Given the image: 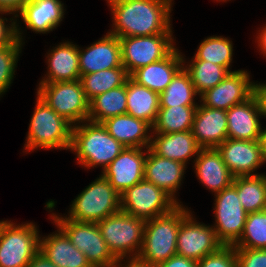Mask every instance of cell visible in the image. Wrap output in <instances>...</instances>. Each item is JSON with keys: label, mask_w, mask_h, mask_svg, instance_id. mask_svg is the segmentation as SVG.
Returning a JSON list of instances; mask_svg holds the SVG:
<instances>
[{"label": "cell", "mask_w": 266, "mask_h": 267, "mask_svg": "<svg viewBox=\"0 0 266 267\" xmlns=\"http://www.w3.org/2000/svg\"><path fill=\"white\" fill-rule=\"evenodd\" d=\"M38 86L37 96L73 126L88 119L89 100L80 79Z\"/></svg>", "instance_id": "ba28073f"}, {"label": "cell", "mask_w": 266, "mask_h": 267, "mask_svg": "<svg viewBox=\"0 0 266 267\" xmlns=\"http://www.w3.org/2000/svg\"><path fill=\"white\" fill-rule=\"evenodd\" d=\"M101 123L109 134L125 147H150L152 127L143 120L126 113L107 118Z\"/></svg>", "instance_id": "484cf974"}, {"label": "cell", "mask_w": 266, "mask_h": 267, "mask_svg": "<svg viewBox=\"0 0 266 267\" xmlns=\"http://www.w3.org/2000/svg\"><path fill=\"white\" fill-rule=\"evenodd\" d=\"M12 14L7 11H1L0 14ZM13 20V21H12ZM9 21L7 18H2L0 16V48L6 45L11 44L17 37H16V17L10 18L11 24H7L6 22Z\"/></svg>", "instance_id": "ab89813d"}, {"label": "cell", "mask_w": 266, "mask_h": 267, "mask_svg": "<svg viewBox=\"0 0 266 267\" xmlns=\"http://www.w3.org/2000/svg\"><path fill=\"white\" fill-rule=\"evenodd\" d=\"M27 267H57L48 260L40 251L32 258Z\"/></svg>", "instance_id": "ee69618b"}, {"label": "cell", "mask_w": 266, "mask_h": 267, "mask_svg": "<svg viewBox=\"0 0 266 267\" xmlns=\"http://www.w3.org/2000/svg\"><path fill=\"white\" fill-rule=\"evenodd\" d=\"M126 94V113L153 127L160 108L159 93L137 84L129 77L126 80Z\"/></svg>", "instance_id": "83f0119b"}, {"label": "cell", "mask_w": 266, "mask_h": 267, "mask_svg": "<svg viewBox=\"0 0 266 267\" xmlns=\"http://www.w3.org/2000/svg\"><path fill=\"white\" fill-rule=\"evenodd\" d=\"M30 0H0V10L12 13L15 16Z\"/></svg>", "instance_id": "7bdbcfd3"}, {"label": "cell", "mask_w": 266, "mask_h": 267, "mask_svg": "<svg viewBox=\"0 0 266 267\" xmlns=\"http://www.w3.org/2000/svg\"><path fill=\"white\" fill-rule=\"evenodd\" d=\"M217 1H219V3H220V2H227V1H230V0H217Z\"/></svg>", "instance_id": "681fc988"}, {"label": "cell", "mask_w": 266, "mask_h": 267, "mask_svg": "<svg viewBox=\"0 0 266 267\" xmlns=\"http://www.w3.org/2000/svg\"><path fill=\"white\" fill-rule=\"evenodd\" d=\"M183 65V55L176 47L165 58L137 69L129 77L137 84L160 94Z\"/></svg>", "instance_id": "7402d4cb"}, {"label": "cell", "mask_w": 266, "mask_h": 267, "mask_svg": "<svg viewBox=\"0 0 266 267\" xmlns=\"http://www.w3.org/2000/svg\"><path fill=\"white\" fill-rule=\"evenodd\" d=\"M64 8V3L61 0H30L15 15L17 39L24 43L22 29L17 23L19 16L23 19L26 28L37 34H46L59 26L64 18Z\"/></svg>", "instance_id": "2e32d148"}, {"label": "cell", "mask_w": 266, "mask_h": 267, "mask_svg": "<svg viewBox=\"0 0 266 267\" xmlns=\"http://www.w3.org/2000/svg\"><path fill=\"white\" fill-rule=\"evenodd\" d=\"M116 265L118 267H155L154 265H150V264H146L144 262H141L137 258H130V259H126V260L125 259H119L118 262L116 263Z\"/></svg>", "instance_id": "f6af8a7d"}, {"label": "cell", "mask_w": 266, "mask_h": 267, "mask_svg": "<svg viewBox=\"0 0 266 267\" xmlns=\"http://www.w3.org/2000/svg\"><path fill=\"white\" fill-rule=\"evenodd\" d=\"M227 136L235 140H260L262 133L261 116L258 102L252 95L245 102L226 110Z\"/></svg>", "instance_id": "ffe728a7"}, {"label": "cell", "mask_w": 266, "mask_h": 267, "mask_svg": "<svg viewBox=\"0 0 266 267\" xmlns=\"http://www.w3.org/2000/svg\"><path fill=\"white\" fill-rule=\"evenodd\" d=\"M190 212L179 204L171 212L145 221L143 244L137 259L154 265L177 254V234L182 219Z\"/></svg>", "instance_id": "3957f363"}, {"label": "cell", "mask_w": 266, "mask_h": 267, "mask_svg": "<svg viewBox=\"0 0 266 267\" xmlns=\"http://www.w3.org/2000/svg\"><path fill=\"white\" fill-rule=\"evenodd\" d=\"M40 234L33 222L8 221L0 236V267H27L39 252Z\"/></svg>", "instance_id": "9c48e42d"}, {"label": "cell", "mask_w": 266, "mask_h": 267, "mask_svg": "<svg viewBox=\"0 0 266 267\" xmlns=\"http://www.w3.org/2000/svg\"><path fill=\"white\" fill-rule=\"evenodd\" d=\"M261 30H258L259 33L257 38V46L259 47L261 54L263 53V56L266 57V25L264 27H261Z\"/></svg>", "instance_id": "bcb514c9"}, {"label": "cell", "mask_w": 266, "mask_h": 267, "mask_svg": "<svg viewBox=\"0 0 266 267\" xmlns=\"http://www.w3.org/2000/svg\"><path fill=\"white\" fill-rule=\"evenodd\" d=\"M145 149L125 147L102 172V175L120 195L144 180Z\"/></svg>", "instance_id": "9a60e30c"}, {"label": "cell", "mask_w": 266, "mask_h": 267, "mask_svg": "<svg viewBox=\"0 0 266 267\" xmlns=\"http://www.w3.org/2000/svg\"><path fill=\"white\" fill-rule=\"evenodd\" d=\"M198 96L189 73L184 67L174 76L166 89L159 94L160 107L198 106L195 97Z\"/></svg>", "instance_id": "1f68e13d"}, {"label": "cell", "mask_w": 266, "mask_h": 267, "mask_svg": "<svg viewBox=\"0 0 266 267\" xmlns=\"http://www.w3.org/2000/svg\"><path fill=\"white\" fill-rule=\"evenodd\" d=\"M25 142V152L35 149L70 150L73 125L36 97Z\"/></svg>", "instance_id": "277c9868"}, {"label": "cell", "mask_w": 266, "mask_h": 267, "mask_svg": "<svg viewBox=\"0 0 266 267\" xmlns=\"http://www.w3.org/2000/svg\"><path fill=\"white\" fill-rule=\"evenodd\" d=\"M197 267H237L234 246H223L217 252L197 261Z\"/></svg>", "instance_id": "74e56055"}, {"label": "cell", "mask_w": 266, "mask_h": 267, "mask_svg": "<svg viewBox=\"0 0 266 267\" xmlns=\"http://www.w3.org/2000/svg\"><path fill=\"white\" fill-rule=\"evenodd\" d=\"M155 136V137H154ZM155 154L187 165L190 158L197 157L202 149L192 131L151 134L149 147Z\"/></svg>", "instance_id": "d4e9b609"}, {"label": "cell", "mask_w": 266, "mask_h": 267, "mask_svg": "<svg viewBox=\"0 0 266 267\" xmlns=\"http://www.w3.org/2000/svg\"><path fill=\"white\" fill-rule=\"evenodd\" d=\"M215 224L212 226L224 246H233L241 237L247 212L238 198L237 188L232 184L215 194Z\"/></svg>", "instance_id": "7c38bea8"}, {"label": "cell", "mask_w": 266, "mask_h": 267, "mask_svg": "<svg viewBox=\"0 0 266 267\" xmlns=\"http://www.w3.org/2000/svg\"><path fill=\"white\" fill-rule=\"evenodd\" d=\"M183 56V67L189 73L194 88L199 96L218 85L230 72L223 66L202 60L186 62ZM185 62L187 65H185Z\"/></svg>", "instance_id": "836d02e7"}, {"label": "cell", "mask_w": 266, "mask_h": 267, "mask_svg": "<svg viewBox=\"0 0 266 267\" xmlns=\"http://www.w3.org/2000/svg\"><path fill=\"white\" fill-rule=\"evenodd\" d=\"M64 216L77 222L97 223L120 211V194L101 174L70 205Z\"/></svg>", "instance_id": "5b68a950"}, {"label": "cell", "mask_w": 266, "mask_h": 267, "mask_svg": "<svg viewBox=\"0 0 266 267\" xmlns=\"http://www.w3.org/2000/svg\"><path fill=\"white\" fill-rule=\"evenodd\" d=\"M193 163L197 179L214 195L233 184L234 176L217 148L201 149Z\"/></svg>", "instance_id": "cb8c5ba5"}, {"label": "cell", "mask_w": 266, "mask_h": 267, "mask_svg": "<svg viewBox=\"0 0 266 267\" xmlns=\"http://www.w3.org/2000/svg\"><path fill=\"white\" fill-rule=\"evenodd\" d=\"M198 106L160 107L151 133L191 131Z\"/></svg>", "instance_id": "4dcf8cb0"}, {"label": "cell", "mask_w": 266, "mask_h": 267, "mask_svg": "<svg viewBox=\"0 0 266 267\" xmlns=\"http://www.w3.org/2000/svg\"><path fill=\"white\" fill-rule=\"evenodd\" d=\"M155 267H197V261L176 254Z\"/></svg>", "instance_id": "60d3db41"}, {"label": "cell", "mask_w": 266, "mask_h": 267, "mask_svg": "<svg viewBox=\"0 0 266 267\" xmlns=\"http://www.w3.org/2000/svg\"><path fill=\"white\" fill-rule=\"evenodd\" d=\"M128 78L126 69L118 67L82 75L80 81L86 98L90 101L99 94L124 85Z\"/></svg>", "instance_id": "d6a6232c"}, {"label": "cell", "mask_w": 266, "mask_h": 267, "mask_svg": "<svg viewBox=\"0 0 266 267\" xmlns=\"http://www.w3.org/2000/svg\"><path fill=\"white\" fill-rule=\"evenodd\" d=\"M56 233L39 240V251L57 267H92L86 255L78 250L57 227Z\"/></svg>", "instance_id": "4316f807"}, {"label": "cell", "mask_w": 266, "mask_h": 267, "mask_svg": "<svg viewBox=\"0 0 266 267\" xmlns=\"http://www.w3.org/2000/svg\"><path fill=\"white\" fill-rule=\"evenodd\" d=\"M23 44L16 38L11 44L0 48V97L12 84Z\"/></svg>", "instance_id": "8d00e7d4"}, {"label": "cell", "mask_w": 266, "mask_h": 267, "mask_svg": "<svg viewBox=\"0 0 266 267\" xmlns=\"http://www.w3.org/2000/svg\"><path fill=\"white\" fill-rule=\"evenodd\" d=\"M223 162L234 177L259 175L254 173L262 166L260 140H235L227 138L217 147Z\"/></svg>", "instance_id": "e0dca14e"}, {"label": "cell", "mask_w": 266, "mask_h": 267, "mask_svg": "<svg viewBox=\"0 0 266 267\" xmlns=\"http://www.w3.org/2000/svg\"><path fill=\"white\" fill-rule=\"evenodd\" d=\"M113 15L112 30L118 38L173 34V0H106Z\"/></svg>", "instance_id": "6da1fadb"}, {"label": "cell", "mask_w": 266, "mask_h": 267, "mask_svg": "<svg viewBox=\"0 0 266 267\" xmlns=\"http://www.w3.org/2000/svg\"><path fill=\"white\" fill-rule=\"evenodd\" d=\"M191 211L182 219L177 234V255L196 261L220 250L224 245L210 225L199 223Z\"/></svg>", "instance_id": "4fadbf2b"}, {"label": "cell", "mask_w": 266, "mask_h": 267, "mask_svg": "<svg viewBox=\"0 0 266 267\" xmlns=\"http://www.w3.org/2000/svg\"><path fill=\"white\" fill-rule=\"evenodd\" d=\"M97 225L109 250L118 260L137 258L143 244L145 220L120 210Z\"/></svg>", "instance_id": "8992f818"}, {"label": "cell", "mask_w": 266, "mask_h": 267, "mask_svg": "<svg viewBox=\"0 0 266 267\" xmlns=\"http://www.w3.org/2000/svg\"><path fill=\"white\" fill-rule=\"evenodd\" d=\"M7 222H8L7 220L0 221V236H1L2 230L5 227Z\"/></svg>", "instance_id": "c3c4849f"}, {"label": "cell", "mask_w": 266, "mask_h": 267, "mask_svg": "<svg viewBox=\"0 0 266 267\" xmlns=\"http://www.w3.org/2000/svg\"><path fill=\"white\" fill-rule=\"evenodd\" d=\"M70 242L86 255L92 267H111L118 259L109 250L97 223L77 222L52 213L50 216Z\"/></svg>", "instance_id": "52a82bcc"}, {"label": "cell", "mask_w": 266, "mask_h": 267, "mask_svg": "<svg viewBox=\"0 0 266 267\" xmlns=\"http://www.w3.org/2000/svg\"><path fill=\"white\" fill-rule=\"evenodd\" d=\"M123 67L121 62V45L119 38L107 32L86 49L79 47L80 76Z\"/></svg>", "instance_id": "ac0fdd59"}, {"label": "cell", "mask_w": 266, "mask_h": 267, "mask_svg": "<svg viewBox=\"0 0 266 267\" xmlns=\"http://www.w3.org/2000/svg\"><path fill=\"white\" fill-rule=\"evenodd\" d=\"M127 94L124 85L97 95L89 101V121L101 123L107 118L126 114Z\"/></svg>", "instance_id": "f1b7e54d"}, {"label": "cell", "mask_w": 266, "mask_h": 267, "mask_svg": "<svg viewBox=\"0 0 266 267\" xmlns=\"http://www.w3.org/2000/svg\"><path fill=\"white\" fill-rule=\"evenodd\" d=\"M192 133L202 149L217 148L227 138L226 110L198 105Z\"/></svg>", "instance_id": "44dd1931"}, {"label": "cell", "mask_w": 266, "mask_h": 267, "mask_svg": "<svg viewBox=\"0 0 266 267\" xmlns=\"http://www.w3.org/2000/svg\"><path fill=\"white\" fill-rule=\"evenodd\" d=\"M254 82L245 70L230 72L218 85L204 92L199 98L204 106L229 110L253 95Z\"/></svg>", "instance_id": "5bb4252c"}, {"label": "cell", "mask_w": 266, "mask_h": 267, "mask_svg": "<svg viewBox=\"0 0 266 267\" xmlns=\"http://www.w3.org/2000/svg\"><path fill=\"white\" fill-rule=\"evenodd\" d=\"M121 62L130 76L137 69L165 58L176 46L172 34L119 38Z\"/></svg>", "instance_id": "8fae6325"}, {"label": "cell", "mask_w": 266, "mask_h": 267, "mask_svg": "<svg viewBox=\"0 0 266 267\" xmlns=\"http://www.w3.org/2000/svg\"><path fill=\"white\" fill-rule=\"evenodd\" d=\"M124 148L102 123L86 120L73 126L70 150L85 169L100 166L103 172Z\"/></svg>", "instance_id": "7a4b0ae2"}, {"label": "cell", "mask_w": 266, "mask_h": 267, "mask_svg": "<svg viewBox=\"0 0 266 267\" xmlns=\"http://www.w3.org/2000/svg\"><path fill=\"white\" fill-rule=\"evenodd\" d=\"M186 166L179 161L163 158L155 154L150 148H146L144 180L162 188L180 204L175 195L180 189Z\"/></svg>", "instance_id": "d6986e66"}, {"label": "cell", "mask_w": 266, "mask_h": 267, "mask_svg": "<svg viewBox=\"0 0 266 267\" xmlns=\"http://www.w3.org/2000/svg\"><path fill=\"white\" fill-rule=\"evenodd\" d=\"M51 50V51H50ZM47 53L48 71L39 84L75 81L80 79L79 46L65 41Z\"/></svg>", "instance_id": "603a6c76"}, {"label": "cell", "mask_w": 266, "mask_h": 267, "mask_svg": "<svg viewBox=\"0 0 266 267\" xmlns=\"http://www.w3.org/2000/svg\"><path fill=\"white\" fill-rule=\"evenodd\" d=\"M237 267H266V249L235 248Z\"/></svg>", "instance_id": "f35d334b"}, {"label": "cell", "mask_w": 266, "mask_h": 267, "mask_svg": "<svg viewBox=\"0 0 266 267\" xmlns=\"http://www.w3.org/2000/svg\"><path fill=\"white\" fill-rule=\"evenodd\" d=\"M260 144H261V151H262V159L263 163H266V128L262 129V133L260 136Z\"/></svg>", "instance_id": "7dc6e473"}, {"label": "cell", "mask_w": 266, "mask_h": 267, "mask_svg": "<svg viewBox=\"0 0 266 267\" xmlns=\"http://www.w3.org/2000/svg\"><path fill=\"white\" fill-rule=\"evenodd\" d=\"M179 204L162 188L142 180L120 195V209L143 220L171 212Z\"/></svg>", "instance_id": "30bf717a"}, {"label": "cell", "mask_w": 266, "mask_h": 267, "mask_svg": "<svg viewBox=\"0 0 266 267\" xmlns=\"http://www.w3.org/2000/svg\"><path fill=\"white\" fill-rule=\"evenodd\" d=\"M233 185L237 188L238 198L247 213L266 209V175L234 177Z\"/></svg>", "instance_id": "f546056e"}, {"label": "cell", "mask_w": 266, "mask_h": 267, "mask_svg": "<svg viewBox=\"0 0 266 267\" xmlns=\"http://www.w3.org/2000/svg\"><path fill=\"white\" fill-rule=\"evenodd\" d=\"M235 248L266 249V209L248 213L245 227Z\"/></svg>", "instance_id": "d590c367"}, {"label": "cell", "mask_w": 266, "mask_h": 267, "mask_svg": "<svg viewBox=\"0 0 266 267\" xmlns=\"http://www.w3.org/2000/svg\"><path fill=\"white\" fill-rule=\"evenodd\" d=\"M253 95L258 102L261 116L266 117V83L254 82Z\"/></svg>", "instance_id": "b9f144b4"}, {"label": "cell", "mask_w": 266, "mask_h": 267, "mask_svg": "<svg viewBox=\"0 0 266 267\" xmlns=\"http://www.w3.org/2000/svg\"><path fill=\"white\" fill-rule=\"evenodd\" d=\"M233 56V44L228 37L210 36L205 38L199 45L193 60H202L225 67L231 71Z\"/></svg>", "instance_id": "e575fe53"}]
</instances>
